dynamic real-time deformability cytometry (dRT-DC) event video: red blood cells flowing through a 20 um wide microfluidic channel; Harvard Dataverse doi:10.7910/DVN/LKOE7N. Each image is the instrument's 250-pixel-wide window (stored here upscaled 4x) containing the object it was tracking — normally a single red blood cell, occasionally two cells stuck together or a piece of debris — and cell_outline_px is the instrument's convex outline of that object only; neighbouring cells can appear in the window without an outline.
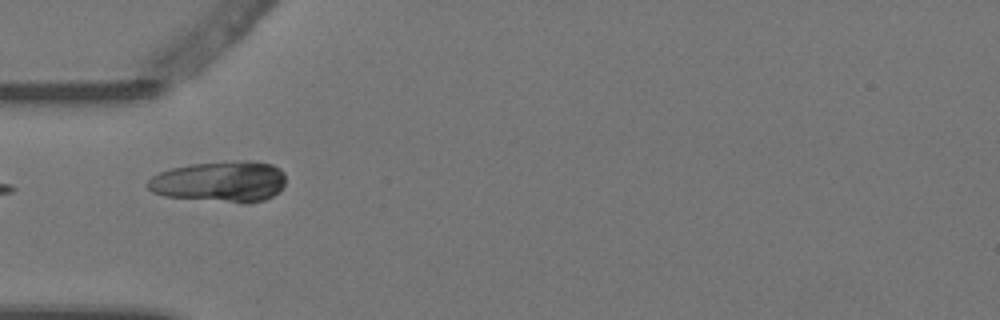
{"species": "Egyptian fruit bat (a non-hibernating species)", "species_latin": "Rousettus aegyptiacus", "temperature_condition": "warm", "stored_images_in_passage": 7, "camera_frame_rate_fps": 3000, "um_per_image_px": 0.085, "animal": {"sex": "female"}, "frame": {"image": 1, "passage_image": 1, "time_ms": 0.0, "image_size_px": [1000, 320], "cell_outline_px": [[284, 184], [280, 192], [264, 200], [244, 204], [164, 196], [152, 192], [148, 188], [148, 180], [152, 176], [160, 172], [172, 168], [188, 164], [240, 160], [252, 160], [272, 164], [280, 168], [284, 172]], "centroid_in_image_um": [18.73, 15.43], "position_along_channel_um": 66.3, "area_um2": 33.41}}
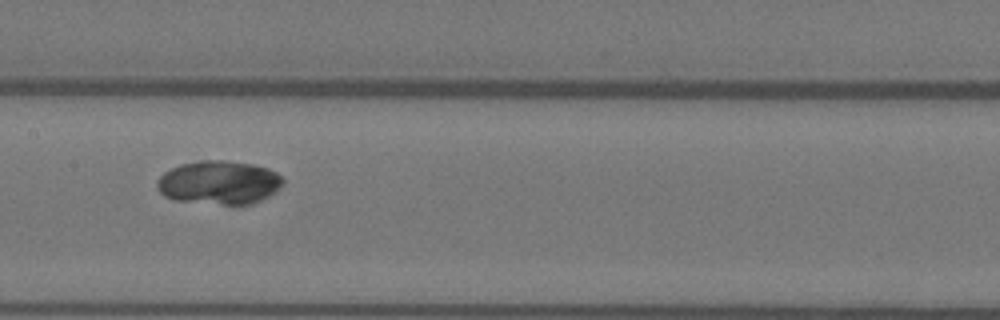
{"frame": {"image": 2, "passage_image": 4, "time_ms": 1.0, "image_size_px": [1000, 320], "cell_outline_px": [[284, 180], [280, 188], [268, 196], [252, 204], [236, 208], [232, 208], [176, 200], [164, 196], [156, 188], [156, 180], [164, 172], [180, 164], [200, 160], [224, 160], [252, 164], [268, 168], [276, 172]], "centroid_in_image_um": [18.61, 15.56], "position_along_channel_um": 188.8, "area_um2": 33.0}}
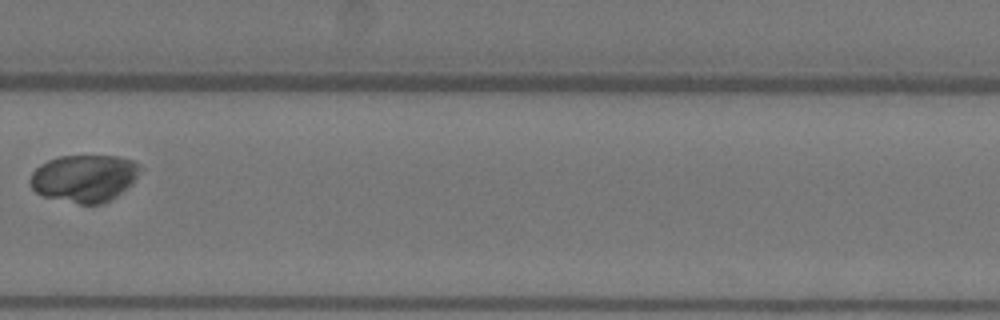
{"frame": {"image": 3, "passage_image": 7, "time_ms": 2.0, "image_size_px": [1000, 320], "cell_outline_px": [[144, 168], [132, 184], [128, 188], [104, 204], [80, 204], [44, 196], [36, 192], [28, 184], [28, 180], [32, 172], [40, 164], [48, 160], [60, 156], [120, 156], [136, 160]], "centroid_in_image_um": [7.21, 15.14], "position_along_channel_um": 322.6, "area_um2": 30.87}}